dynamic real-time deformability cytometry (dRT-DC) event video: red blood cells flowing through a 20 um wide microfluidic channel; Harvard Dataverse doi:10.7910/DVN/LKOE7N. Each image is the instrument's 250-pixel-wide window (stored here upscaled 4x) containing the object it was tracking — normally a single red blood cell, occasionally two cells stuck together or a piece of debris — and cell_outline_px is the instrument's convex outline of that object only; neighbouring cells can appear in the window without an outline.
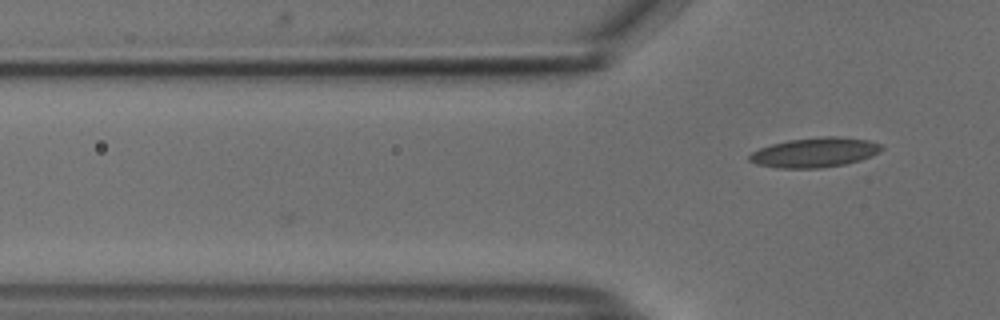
{"species": "common noctule bat (a hibernating species)", "species_latin": "Nyctalus noctula", "temperature_condition": "cold", "stored_images_in_passage": 4, "camera_frame_rate_fps": 3000, "um_per_image_px": 0.085, "animal": {"sex": "male", "body_mass_g": 18.8}, "frame": {"image": 1, "passage_image": 4, "time_ms": 1.0, "image_size_px": [1000, 320], "cell_outline_px": [[884, 148], [880, 152], [872, 156], [860, 160], [844, 164], [820, 168], [776, 168], [756, 164], [748, 160], [748, 156], [752, 152], [760, 148], [772, 144], [788, 140], [820, 136], [840, 136], [868, 140], [880, 144]], "centroid_in_image_um": [69.26, 12.95], "position_along_channel_um": 56.5, "area_um2": 23.0}}